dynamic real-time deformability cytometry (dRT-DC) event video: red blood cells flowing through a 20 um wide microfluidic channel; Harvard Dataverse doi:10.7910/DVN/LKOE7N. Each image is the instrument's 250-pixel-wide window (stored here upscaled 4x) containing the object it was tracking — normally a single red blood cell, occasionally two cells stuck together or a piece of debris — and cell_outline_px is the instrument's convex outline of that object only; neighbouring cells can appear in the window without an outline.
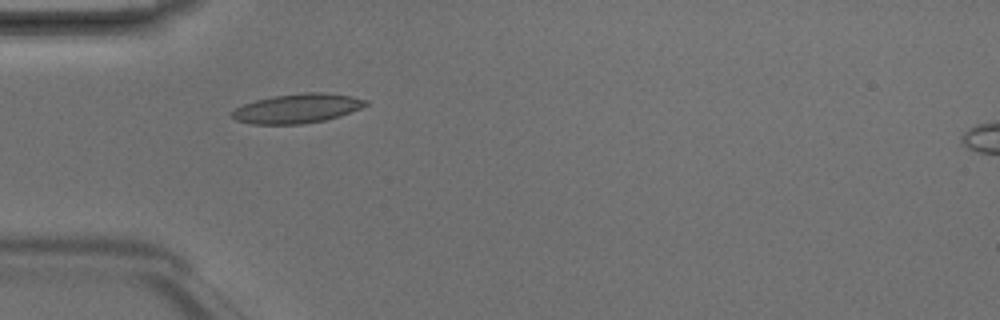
{"species": "Egyptian fruit bat (a non-hibernating species)", "species_latin": "Rousettus aegyptiacus", "temperature_condition": "room temperature", "stored_images_in_passage": 7, "camera_frame_rate_fps": 3000, "um_per_image_px": 0.085, "animal": {"sex": "male"}, "frame": {"image": 1, "passage_image": 5, "time_ms": 1.333, "image_size_px": [1000, 320], "cell_outline_px": [[368, 104], [360, 108], [340, 116], [324, 120], [304, 124], [252, 124], [236, 120], [232, 116], [232, 112], [236, 108], [244, 104], [256, 100], [276, 96], [304, 92], [328, 92], [352, 96], [368, 100]], "centroid_in_image_um": [25.3, 9.21], "position_along_channel_um": 59.7, "area_um2": 22.77}}